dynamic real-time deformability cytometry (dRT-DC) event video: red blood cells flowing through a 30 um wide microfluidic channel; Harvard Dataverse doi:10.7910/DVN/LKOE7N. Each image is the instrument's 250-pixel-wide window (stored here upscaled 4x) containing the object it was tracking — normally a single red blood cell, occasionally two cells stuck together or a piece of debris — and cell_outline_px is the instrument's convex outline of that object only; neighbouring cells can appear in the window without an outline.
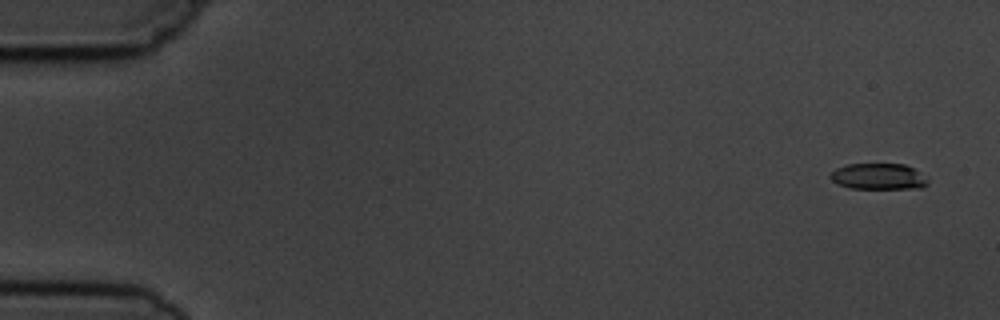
{"species": "common noctule bat (a hibernating species)", "species_latin": "Nyctalus noctula", "temperature_condition": "cold", "stored_images_in_passage": 4, "camera_frame_rate_fps": 3000, "um_per_image_px": 0.085, "animal": {"sex": "male", "body_mass_g": 19.5, "forearm_length_mm": 54.6}, "frame": {"image": 1, "passage_image": 1, "time_ms": 0.0, "image_size_px": [1000, 320], "cell_outline_px": [[928, 184], [920, 188], [848, 188], [836, 184], [828, 176], [836, 168], [848, 164], [904, 164], [912, 168], [928, 180]], "centroid_in_image_um": [74.61, 15.0], "position_along_channel_um": 10.4, "area_um2": 14.68}}
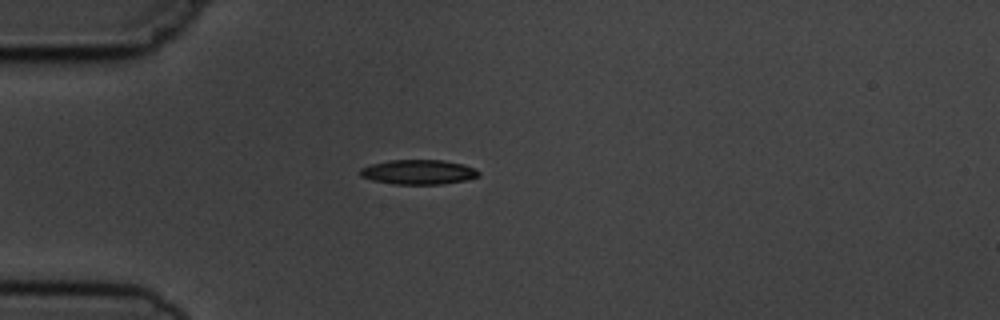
{"frame": {"image": 2, "passage_image": 4, "time_ms": 4.333, "image_size_px": [1000, 320], "cell_outline_px": [[480, 176], [468, 180], [440, 184], [392, 184], [372, 180], [360, 176], [360, 168], [372, 164], [388, 160], [444, 160], [464, 164], [480, 172]], "centroid_in_image_um": [35.57, 14.62], "position_along_channel_um": 49.4, "area_um2": 17.11}}